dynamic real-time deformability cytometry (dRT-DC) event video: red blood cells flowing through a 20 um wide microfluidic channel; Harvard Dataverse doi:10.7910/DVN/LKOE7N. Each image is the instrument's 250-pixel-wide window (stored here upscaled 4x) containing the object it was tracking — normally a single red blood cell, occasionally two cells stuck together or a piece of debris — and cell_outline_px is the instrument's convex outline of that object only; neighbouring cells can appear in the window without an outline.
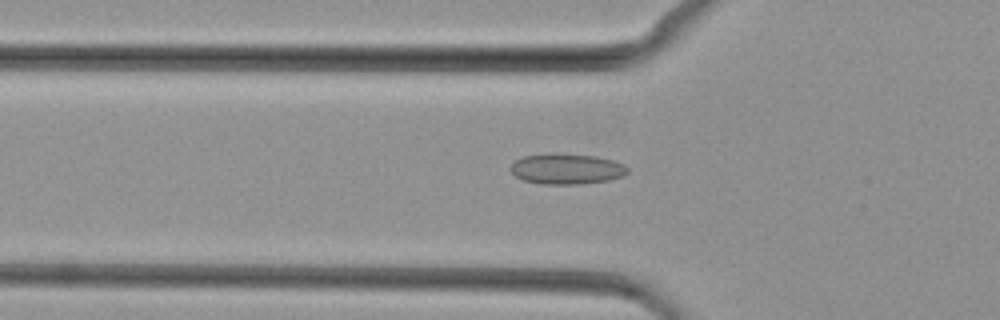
{"species": "common noctule bat (a hibernating species)", "species_latin": "Nyctalus noctula", "temperature_condition": "cold", "stored_images_in_passage": 48, "camera_frame_rate_fps": 3000, "um_per_image_px": 0.085, "animal": {"sex": "female", "body_mass_g": 29.2, "forearm_length_mm": 56.3}, "frame": {"image": 1, "passage_image": 16, "time_ms": 5.0, "image_size_px": [1000, 320], "cell_outline_px": [[628, 172], [624, 176], [608, 180], [580, 184], [540, 184], [524, 180], [516, 176], [508, 168], [516, 160], [524, 156], [596, 156], [612, 160], [624, 164], [628, 168]], "centroid_in_image_um": [48.2, 14.41], "position_along_channel_um": 77.6, "area_um2": 20.0}}
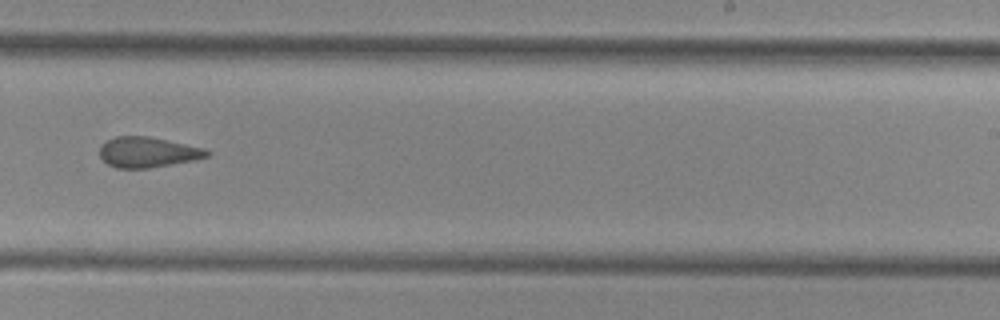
{"frame": {"image": 2, "passage_image": 30, "time_ms": 9.667, "image_size_px": [1000, 320], "cell_outline_px": [[212, 152], [208, 156], [196, 160], [148, 168], [116, 168], [108, 164], [100, 156], [100, 144], [116, 136], [148, 136], [204, 148]], "centroid_in_image_um": [12.56, 12.94], "position_along_channel_um": 276.4, "area_um2": 18.96}}
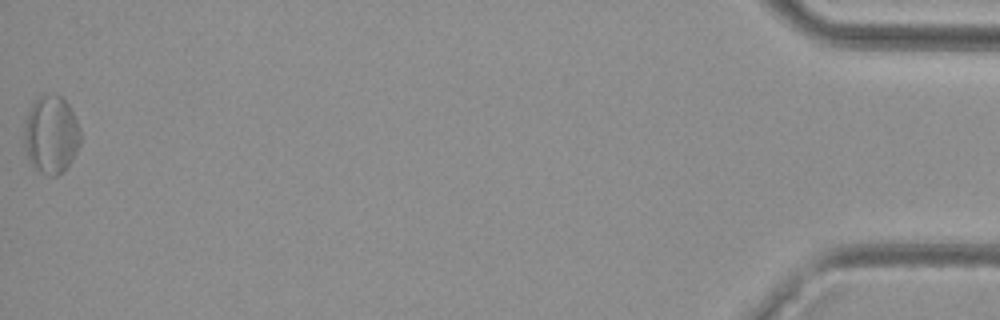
{"frame": {"image": 3, "passage_image": 48, "time_ms": 15.667, "image_size_px": [1000, 320], "cell_outline_px": [[80, 144], [76, 152], [64, 172], [56, 176], [48, 176], [40, 172], [28, 160], [24, 144], [24, 128], [28, 112], [32, 104], [40, 92], [60, 96], [68, 104], [80, 128]], "centroid_in_image_um": [4.33, 11.44], "position_along_channel_um": 430.9, "area_um2": 25.72}}